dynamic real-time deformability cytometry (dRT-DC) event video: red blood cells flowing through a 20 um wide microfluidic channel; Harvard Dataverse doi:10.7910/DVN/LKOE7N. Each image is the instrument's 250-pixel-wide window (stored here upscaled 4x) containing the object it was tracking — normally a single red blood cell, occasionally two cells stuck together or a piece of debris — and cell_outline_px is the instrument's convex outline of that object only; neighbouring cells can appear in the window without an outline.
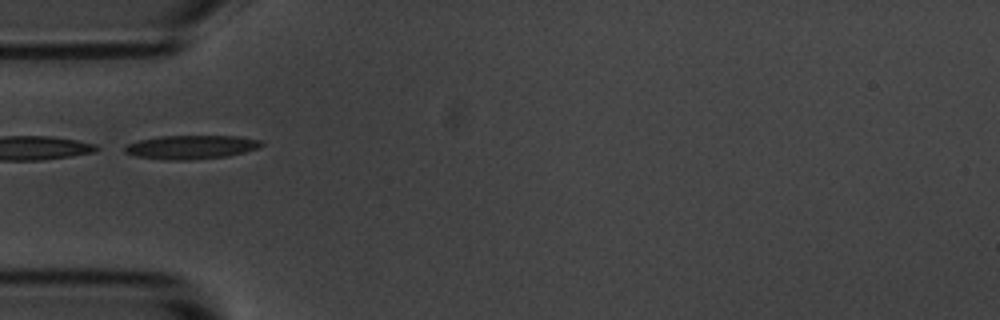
{"species": "common noctule bat (a hibernating species)", "species_latin": "Nyctalus noctula", "temperature_condition": "room temperature", "stored_images_in_passage": 3, "camera_frame_rate_fps": 3000, "um_per_image_px": 0.085, "animal": {"sex": "male", "body_mass_g": 20.1, "forearm_length_mm": 53.5}, "frame": {"image": 1, "passage_image": 1, "time_ms": 0.0, "image_size_px": [1000, 320], "cell_outline_px": [[264, 144], [256, 148], [244, 152], [228, 156], [192, 160], [164, 160], [136, 156], [124, 152], [124, 148], [128, 144], [140, 140], [160, 136], [236, 136], [260, 140]], "centroid_in_image_um": [16.23, 12.51], "position_along_channel_um": 68.8, "area_um2": 18.84}}